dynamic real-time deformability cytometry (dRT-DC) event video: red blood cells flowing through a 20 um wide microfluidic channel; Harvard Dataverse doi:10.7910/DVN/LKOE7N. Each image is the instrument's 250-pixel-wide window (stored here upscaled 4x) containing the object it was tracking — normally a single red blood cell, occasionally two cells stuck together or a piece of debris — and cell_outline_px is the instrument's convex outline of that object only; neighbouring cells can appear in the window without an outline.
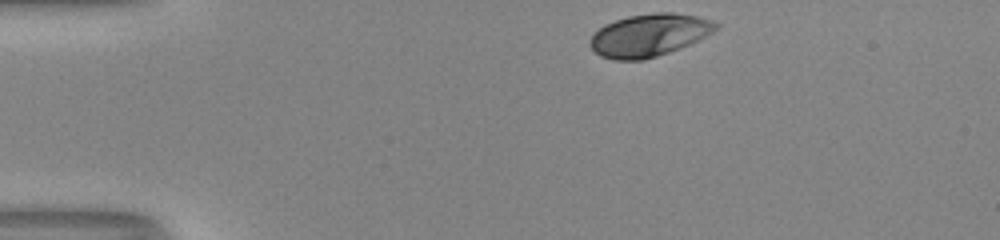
{"species": "human", "species_latin": "Homo sapiens", "temperature_condition": "room temperature", "stored_images_in_passage": 2, "camera_frame_rate_fps": 3000, "um_per_image_px": 0.085, "donor": {"sex": "male"}, "frame": {"image": 1, "passage_image": 1, "time_ms": 0.0, "image_size_px": [1000, 240], "cell_outline_px": [[720, 28], [680, 48], [644, 60], [616, 60], [600, 56], [588, 44], [588, 40], [604, 24], [628, 16], [652, 12], [672, 12], [696, 16], [712, 20], [720, 24]], "centroid_in_image_um": [55.17, 2.98], "position_along_channel_um": 29.8, "area_um2": 31.1}}